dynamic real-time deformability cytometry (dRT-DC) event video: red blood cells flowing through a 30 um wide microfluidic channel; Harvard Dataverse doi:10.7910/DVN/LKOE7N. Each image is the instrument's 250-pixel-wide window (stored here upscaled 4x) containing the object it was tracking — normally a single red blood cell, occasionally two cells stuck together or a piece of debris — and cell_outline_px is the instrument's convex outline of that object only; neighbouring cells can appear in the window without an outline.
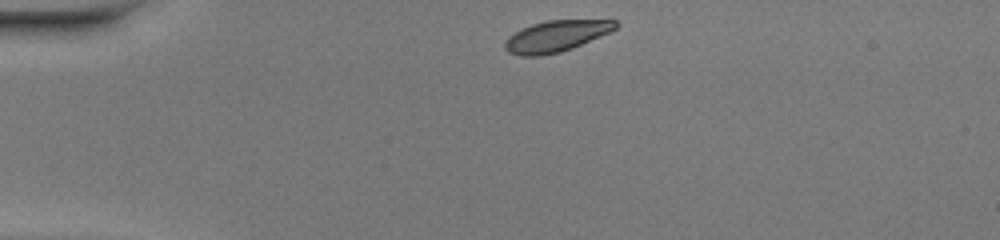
{"species": "common noctule bat (a hibernating species)", "species_latin": "Nyctalus noctula", "temperature_condition": "warm", "stored_images_in_passage": 39, "camera_frame_rate_fps": 3000, "um_per_image_px": 0.085, "animal": {"sex": "female", "body_mass_g": 20.0, "forearm_length_mm": 54.0}, "frame": {"image": 1, "passage_image": 1, "time_ms": 0.0, "image_size_px": [1000, 240], "cell_outline_px": [[620, 24], [616, 28], [608, 32], [572, 48], [560, 52], [540, 56], [520, 56], [508, 52], [504, 48], [504, 40], [508, 36], [532, 24], [548, 20], [616, 20]], "centroid_in_image_um": [47.23, 3.08], "position_along_channel_um": 37.8, "area_um2": 19.94}}
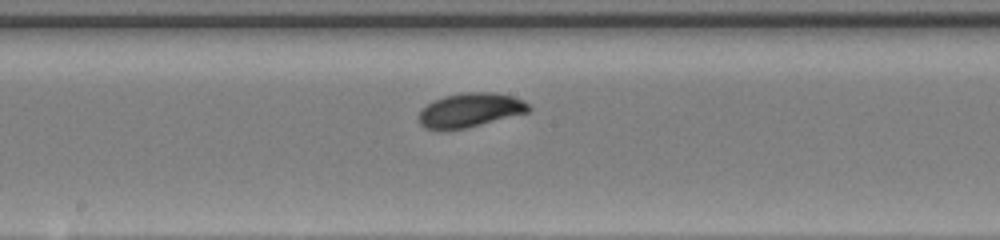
{"frame": {"image": 2, "passage_image": 17, "time_ms": 5.333, "image_size_px": [1000, 240], "cell_outline_px": [[532, 108], [528, 112], [464, 128], [440, 132], [436, 132], [424, 128], [420, 124], [420, 108], [432, 100], [444, 96], [464, 92], [492, 92], [512, 96], [524, 100]], "centroid_in_image_um": [39.9, 9.37], "position_along_channel_um": 208.3, "area_um2": 22.14}}
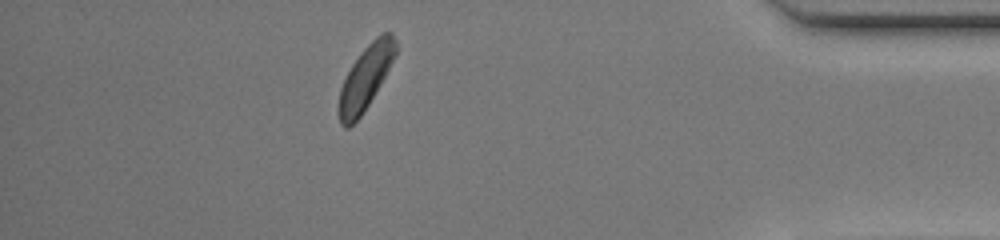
{"frame": {"image": 3, "passage_image": 34, "time_ms": 11.0, "image_size_px": [1000, 240], "cell_outline_px": [[396, 52], [380, 84], [368, 104], [360, 116], [348, 128], [344, 128], [340, 124], [336, 112], [340, 88], [352, 64], [360, 52], [376, 36], [384, 32], [392, 32], [396, 40]], "centroid_in_image_um": [31.02, 6.62], "position_along_channel_um": 404.2, "area_um2": 20.92}, "authors_computed_cell_mechanics": {"area_um2": 21.2126, "velocity_mm_per_s": 4.133, "shape_relaxation_time_tau1_ms": 1.0744, "shape_relaxation_time_tau2_ms": null, "deformation_change_tau1": 0.0946, "deformation_change_tau2": null}}